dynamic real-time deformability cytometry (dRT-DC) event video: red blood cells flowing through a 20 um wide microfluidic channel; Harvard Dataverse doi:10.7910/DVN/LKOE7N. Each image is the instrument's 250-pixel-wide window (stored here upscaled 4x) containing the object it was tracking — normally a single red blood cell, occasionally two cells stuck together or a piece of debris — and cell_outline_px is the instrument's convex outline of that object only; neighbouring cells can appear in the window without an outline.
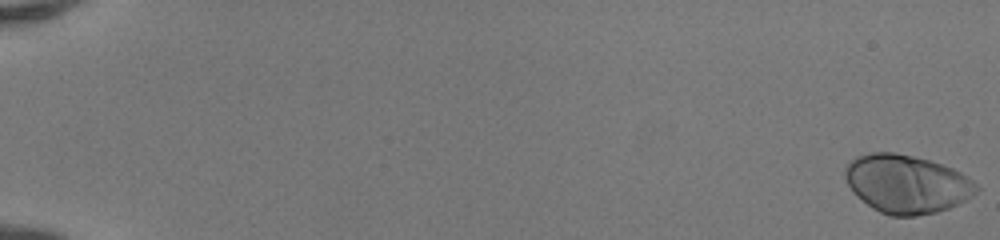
{"species": "human", "species_latin": "Homo sapiens", "temperature_condition": "room temperature", "stored_images_in_passage": 52, "camera_frame_rate_fps": 3000, "um_per_image_px": 0.085, "donor": {"sex": "female"}, "frame": {"image": 1, "passage_image": 1, "time_ms": 0.0, "image_size_px": [1000, 240], "cell_outline_px": [[980, 188], [976, 192], [964, 200], [948, 208], [936, 212], [916, 216], [892, 216], [880, 212], [872, 208], [856, 196], [852, 192], [844, 176], [844, 168], [848, 160], [856, 156], [872, 152], [896, 152], [928, 160], [952, 168], [960, 172], [972, 180]], "centroid_in_image_um": [77.01, 15.63], "position_along_channel_um": 8.0, "area_um2": 44.68}}
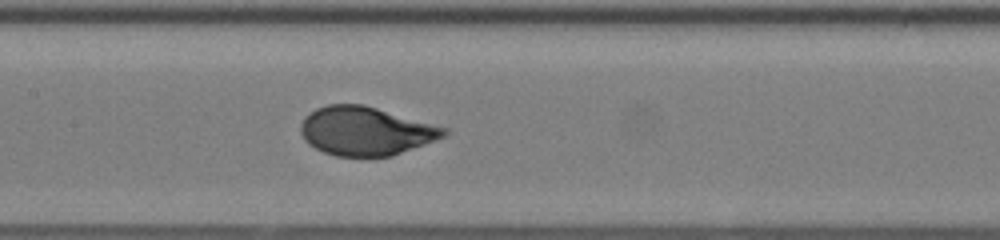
{"frame": {"image": 2, "passage_image": 28, "time_ms": 9.0, "image_size_px": [1000, 240], "cell_outline_px": [[448, 132], [444, 136], [424, 144], [392, 156], [336, 156], [324, 152], [308, 144], [304, 140], [300, 132], [300, 124], [304, 116], [316, 108], [328, 104], [364, 104], [448, 128]], "centroid_in_image_um": [31.04, 11.13], "position_along_channel_um": 176.4, "area_um2": 40.58}}
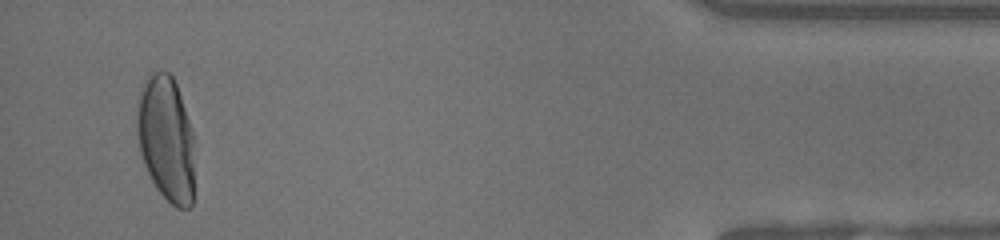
{"frame": {"image": 3, "passage_image": 50, "time_ms": 16.333, "image_size_px": [1000, 240], "cell_outline_px": [[192, 204], [188, 208], [176, 208], [156, 188], [144, 164], [140, 152], [136, 132], [136, 112], [140, 96], [144, 84], [148, 76], [152, 72], [168, 72], [172, 76], [176, 84], [192, 132]], "centroid_in_image_um": [14.09, 11.8], "position_along_channel_um": 421.1, "area_um2": 41.21}, "authors_computed_cell_mechanics": {"area_um2": 40.8357, "velocity_mm_per_s": 4.1462, "shape_relaxation_time_tau1_ms": 3.0081, "shape_relaxation_time_tau2_ms": null, "deformation_change_tau1": 0.1862, "deformation_change_tau2": null}}